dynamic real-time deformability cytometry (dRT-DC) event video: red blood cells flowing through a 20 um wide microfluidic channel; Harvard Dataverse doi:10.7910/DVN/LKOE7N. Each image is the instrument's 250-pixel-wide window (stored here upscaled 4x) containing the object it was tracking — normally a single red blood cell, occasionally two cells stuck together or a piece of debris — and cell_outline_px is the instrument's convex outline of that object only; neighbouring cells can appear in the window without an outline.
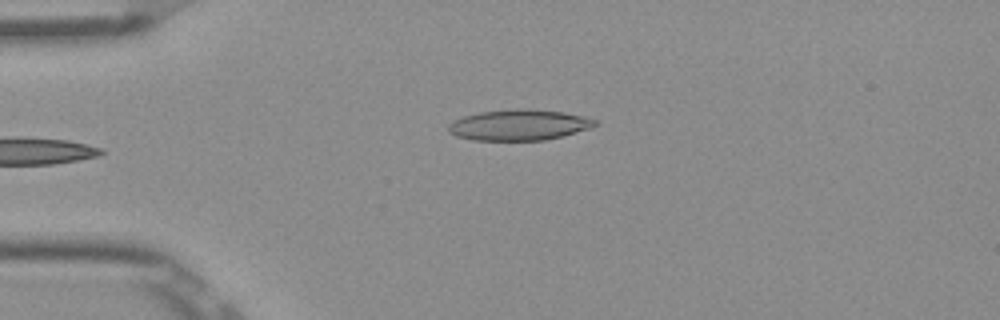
{"species": "Egyptian fruit bat (a non-hibernating species)", "species_latin": "Rousettus aegyptiacus", "temperature_condition": "room temperature", "stored_images_in_passage": 36, "camera_frame_rate_fps": 3000, "um_per_image_px": 0.085, "frame": {"image": 1, "passage_image": 1, "time_ms": 0.0, "image_size_px": [1000, 320], "cell_outline_px": [[600, 124], [592, 128], [544, 140], [472, 140], [456, 136], [448, 132], [448, 124], [452, 120], [464, 116], [480, 112], [516, 108], [524, 108], [564, 112], [584, 116], [596, 120]], "centroid_in_image_um": [44.11, 10.61], "position_along_channel_um": 40.9, "area_um2": 26.47}}
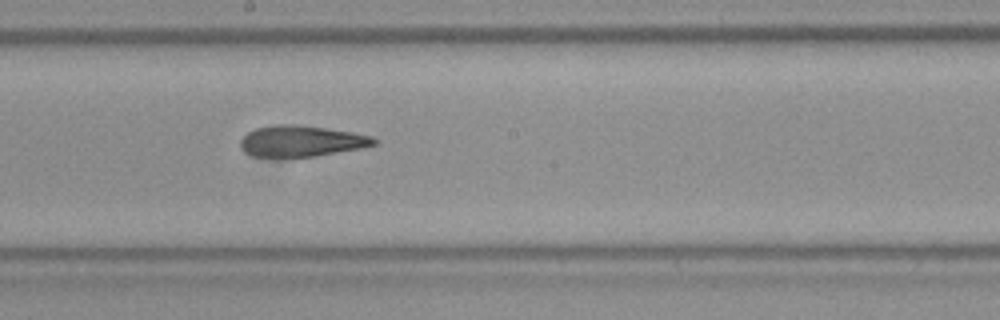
{"frame": {"image": 2, "passage_image": 17, "time_ms": 5.333, "image_size_px": [1000, 320], "cell_outline_px": [[380, 140], [376, 144], [360, 148], [316, 156], [252, 156], [244, 152], [240, 148], [240, 140], [248, 132], [256, 128], [272, 124], [296, 124], [352, 132], [372, 136]], "centroid_in_image_um": [25.61, 11.98], "position_along_channel_um": 222.6, "area_um2": 24.1}}
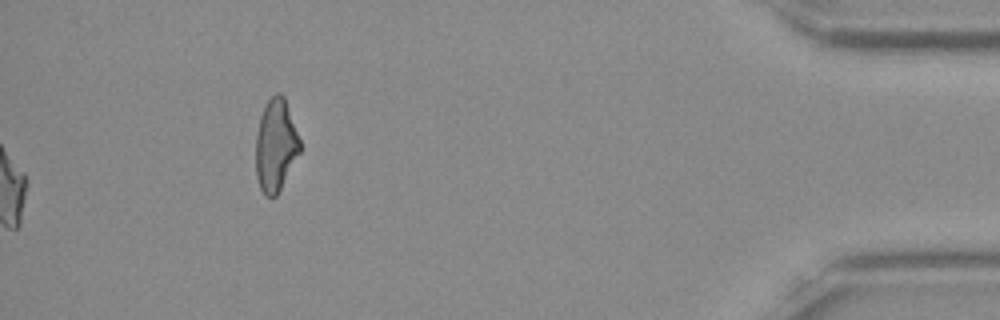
{"frame": {"image": 3, "passage_image": 36, "time_ms": 11.667, "image_size_px": [1000, 320], "cell_outline_px": [[300, 152], [276, 196], [272, 200], [264, 196], [260, 188], [256, 176], [256, 136], [260, 116], [264, 104], [276, 92], [280, 92], [284, 96], [300, 140]], "centroid_in_image_um": [23.42, 12.36], "position_along_channel_um": 411.8, "area_um2": 23.81}, "authors_computed_cell_mechanics": {"area_um2": 24.7384, "velocity_mm_per_s": 3.9118, "shape_relaxation_time_tau1_ms": 10.7287, "shape_relaxation_time_tau2_ms": 3.1084, "deformation_change_tau1": 0.2592, "deformation_change_tau2": 0.1339}}